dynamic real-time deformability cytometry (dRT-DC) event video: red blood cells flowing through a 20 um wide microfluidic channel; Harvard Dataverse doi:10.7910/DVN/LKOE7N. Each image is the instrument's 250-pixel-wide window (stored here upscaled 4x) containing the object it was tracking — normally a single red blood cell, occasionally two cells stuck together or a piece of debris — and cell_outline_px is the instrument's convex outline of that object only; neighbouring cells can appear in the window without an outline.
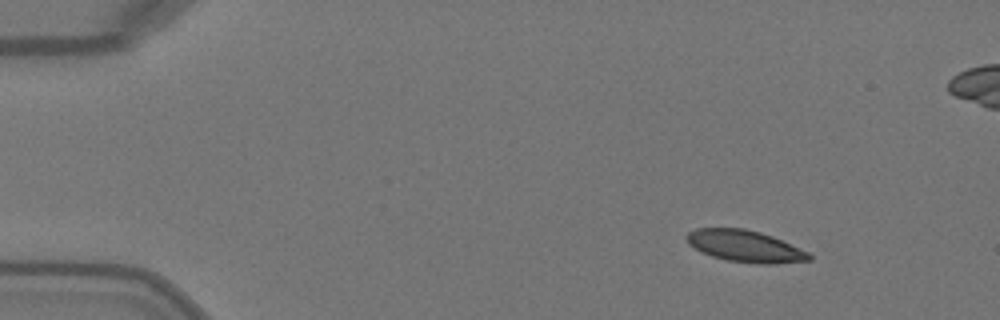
{"species": "Egyptian fruit bat (a non-hibernating species)", "species_latin": "Rousettus aegyptiacus", "temperature_condition": "warm", "stored_images_in_passage": 51, "camera_frame_rate_fps": 3000, "um_per_image_px": 0.085, "animal": {"sex": "female"}, "frame": {"image": 1, "passage_image": 6, "time_ms": 1.667, "image_size_px": [1000, 320], "cell_outline_px": [[812, 260], [768, 264], [760, 264], [728, 260], [712, 256], [700, 252], [688, 244], [684, 236], [688, 232], [696, 228], [744, 228], [760, 232], [772, 236], [808, 252], [812, 256]], "centroid_in_image_um": [63.28, 20.91], "position_along_channel_um": 21.7, "area_um2": 22.6}}
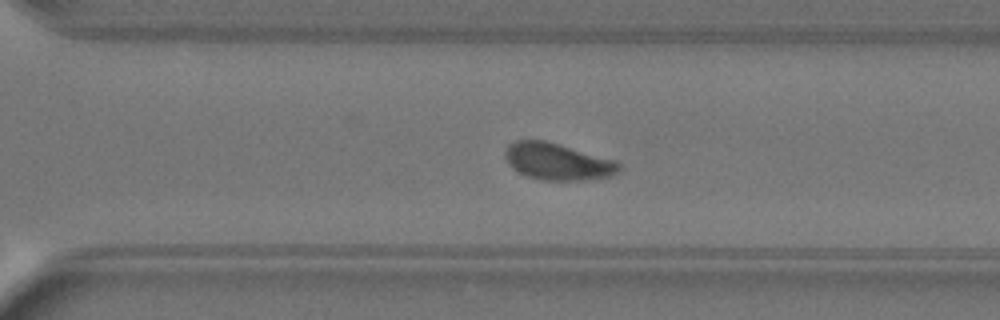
{"frame": {"image": 2, "passage_image": 35, "time_ms": 11.333, "image_size_px": [1000, 320], "cell_outline_px": [[620, 172], [612, 176], [588, 180], [544, 180], [528, 176], [512, 168], [508, 164], [504, 156], [504, 152], [508, 144], [516, 140], [544, 140], [560, 144], [616, 160], [620, 164]], "centroid_in_image_um": [47.41, 13.73], "position_along_channel_um": 323.2, "area_um2": 24.62}}
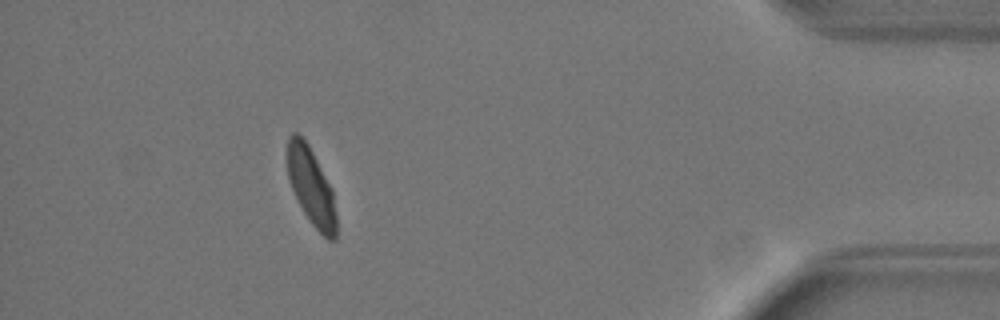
{"frame": {"image": 3, "passage_image": 45, "time_ms": 14.667, "image_size_px": [1000, 320], "cell_outline_px": [[336, 240], [328, 240], [312, 224], [304, 212], [292, 188], [288, 176], [288, 136], [292, 132], [296, 132], [308, 144], [332, 188], [336, 216]], "centroid_in_image_um": [26.47, 15.86], "position_along_channel_um": 408.7, "area_um2": 21.62}, "authors_computed_cell_mechanics": {"area_um2": 23.7558, "velocity_mm_per_s": 4.0767, "shape_relaxation_time_tau1_ms": 4.0724, "shape_relaxation_time_tau2_ms": 0.8125, "deformation_change_tau1": 0.1512, "deformation_change_tau2": 0.049}}